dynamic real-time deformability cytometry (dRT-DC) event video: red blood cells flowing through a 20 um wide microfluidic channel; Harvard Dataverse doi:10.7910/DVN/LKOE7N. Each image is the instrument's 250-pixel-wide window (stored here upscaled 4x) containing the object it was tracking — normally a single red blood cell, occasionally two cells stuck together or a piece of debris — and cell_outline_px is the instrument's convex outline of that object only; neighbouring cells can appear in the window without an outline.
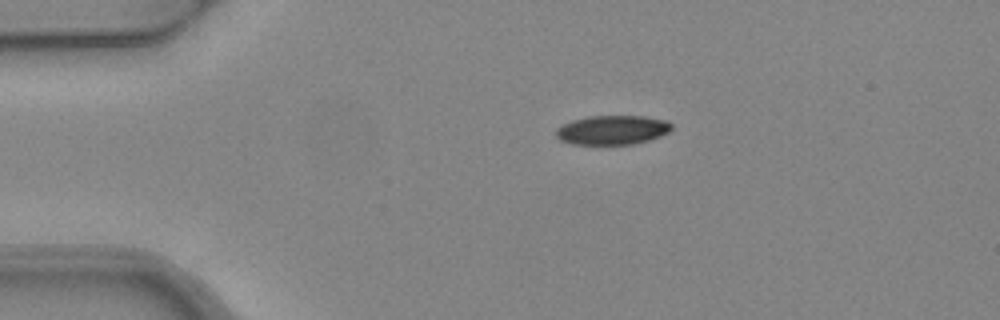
{"species": "common noctule bat (a hibernating species)", "species_latin": "Nyctalus noctula", "temperature_condition": "warm", "stored_images_in_passage": 3, "camera_frame_rate_fps": 3000, "um_per_image_px": 0.085, "animal": {"sex": "female", "body_mass_g": 24.6, "forearm_length_mm": 56.2}, "frame": {"image": 1, "passage_image": 3, "time_ms": 0.667, "image_size_px": [1000, 320], "cell_outline_px": [[672, 128], [668, 132], [660, 136], [648, 140], [632, 144], [572, 144], [560, 140], [556, 136], [556, 128], [572, 120], [588, 116], [644, 116], [668, 120], [672, 124]], "centroid_in_image_um": [52.06, 11.04], "position_along_channel_um": 32.9, "area_um2": 19.71}}